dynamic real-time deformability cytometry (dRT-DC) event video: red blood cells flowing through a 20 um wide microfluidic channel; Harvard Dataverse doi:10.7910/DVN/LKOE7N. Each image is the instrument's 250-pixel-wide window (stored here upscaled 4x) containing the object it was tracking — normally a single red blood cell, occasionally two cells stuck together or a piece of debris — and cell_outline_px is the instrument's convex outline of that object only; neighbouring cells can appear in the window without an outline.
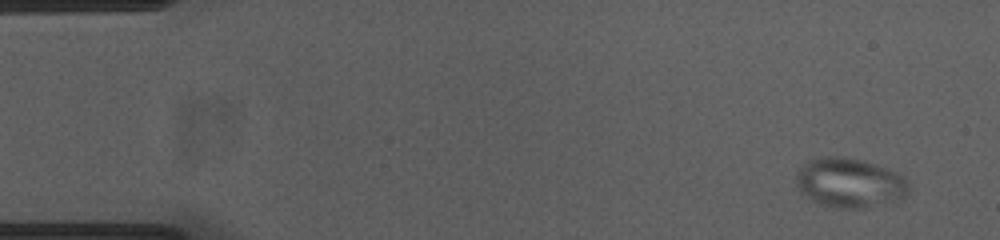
{"species": "common noctule bat (a hibernating species)", "species_latin": "Nyctalus noctula", "temperature_condition": "cold", "stored_images_in_passage": 52, "camera_frame_rate_fps": 3000, "um_per_image_px": 0.085, "animal": {"sex": "female", "body_mass_g": 23.0, "forearm_length_mm": 53.4}, "frame": {"image": 1, "passage_image": 1, "time_ms": 0.0, "image_size_px": [1000, 240], "cell_outline_px": [[912, 184], [908, 192], [896, 204], [868, 208], [840, 208], [820, 204], [808, 196], [796, 184], [796, 176], [800, 168], [808, 160], [820, 156], [844, 156], [864, 160], [888, 168], [904, 176]], "centroid_in_image_um": [72.33, 15.54], "position_along_channel_um": 12.7, "area_um2": 33.18}}
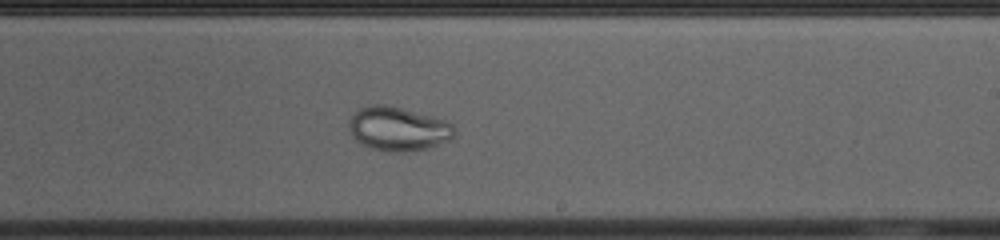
{"frame": {"image": 2, "passage_image": 30, "time_ms": 9.667, "image_size_px": [1000, 240], "cell_outline_px": [[456, 132], [448, 140], [428, 148], [404, 152], [388, 152], [368, 148], [356, 140], [352, 136], [348, 128], [348, 120], [356, 108], [368, 104], [388, 104], [432, 116], [444, 120], [452, 124]], "centroid_in_image_um": [33.76, 10.93], "position_along_channel_um": 255.2, "area_um2": 27.46}}
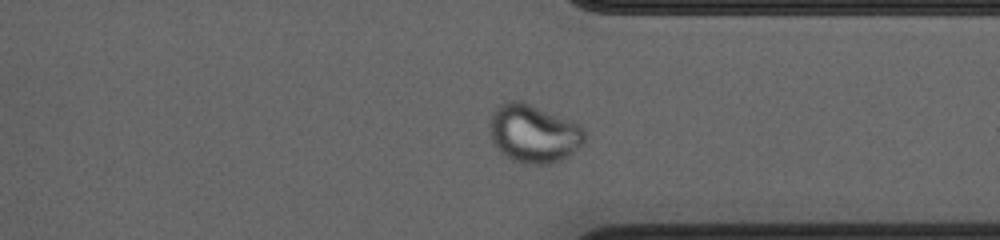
{"frame": {"image": 3, "passage_image": 39, "time_ms": 12.667, "image_size_px": [1000, 240], "cell_outline_px": [[584, 144], [568, 156], [560, 160], [548, 164], [528, 164], [512, 160], [500, 152], [492, 144], [488, 124], [492, 112], [500, 104], [512, 100], [524, 100], [572, 120], [580, 124], [584, 128]], "centroid_in_image_um": [45.34, 11.33], "position_along_channel_um": 366.1, "area_um2": 32.89}}